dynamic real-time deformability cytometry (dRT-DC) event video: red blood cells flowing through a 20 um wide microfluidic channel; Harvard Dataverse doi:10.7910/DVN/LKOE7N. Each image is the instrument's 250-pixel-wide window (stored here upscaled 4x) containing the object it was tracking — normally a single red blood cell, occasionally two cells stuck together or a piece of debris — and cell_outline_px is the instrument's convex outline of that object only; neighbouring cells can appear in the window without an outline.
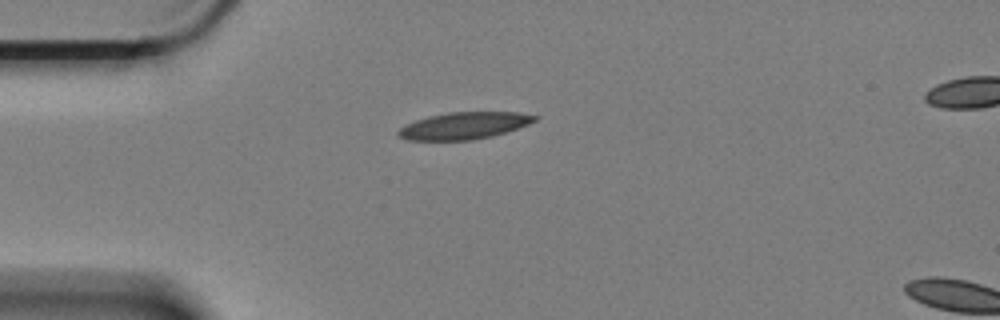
{"species": "Egyptian fruit bat (a non-hibernating species)", "species_latin": "Rousettus aegyptiacus", "temperature_condition": "cold", "stored_images_in_passage": 4, "camera_frame_rate_fps": 3000, "um_per_image_px": 0.085, "animal": {"sex": "female"}, "frame": {"image": 1, "passage_image": 1, "time_ms": 0.0, "image_size_px": [1000, 320], "cell_outline_px": [[540, 116], [536, 120], [528, 124], [492, 136], [472, 140], [408, 140], [396, 136], [396, 132], [400, 128], [416, 120], [428, 116], [448, 112], [520, 112]], "centroid_in_image_um": [39.43, 10.68], "position_along_channel_um": 45.6, "area_um2": 21.39}}